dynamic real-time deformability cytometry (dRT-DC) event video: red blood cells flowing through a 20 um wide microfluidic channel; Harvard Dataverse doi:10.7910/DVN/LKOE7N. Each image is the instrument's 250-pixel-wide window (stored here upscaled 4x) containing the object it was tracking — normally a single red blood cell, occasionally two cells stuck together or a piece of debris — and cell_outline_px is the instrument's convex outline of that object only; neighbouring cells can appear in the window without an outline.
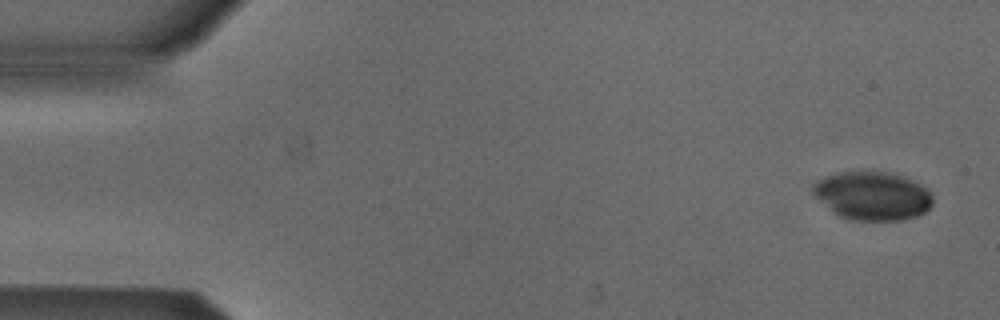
{"species": "Egyptian fruit bat (a non-hibernating species)", "species_latin": "Rousettus aegyptiacus", "temperature_condition": "cold", "stored_images_in_passage": 51, "camera_frame_rate_fps": 3000, "um_per_image_px": 0.085, "animal": {"sex": "male"}, "frame": {"image": 1, "passage_image": 1, "time_ms": 0.0, "image_size_px": [1000, 320], "cell_outline_px": [[932, 204], [924, 212], [916, 216], [904, 220], [852, 220], [840, 216], [816, 196], [812, 192], [812, 184], [816, 180], [824, 176], [840, 172], [864, 168], [888, 172], [912, 180], [920, 184], [932, 196]], "centroid_in_image_um": [74.13, 16.6], "position_along_channel_um": 10.9, "area_um2": 34.04}}
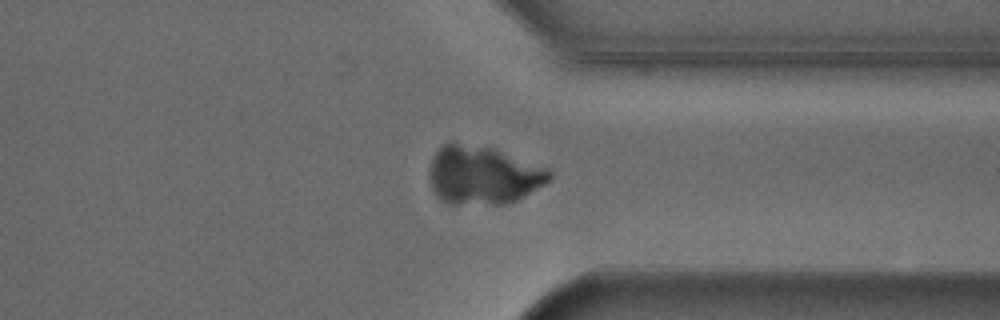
{"frame": {"image": 2, "passage_image": 39, "time_ms": 12.667, "image_size_px": [1000, 320], "cell_outline_px": [[552, 180], [524, 196], [516, 200], [504, 204], [448, 204], [440, 200], [436, 196], [432, 188], [432, 160], [436, 152], [444, 144], [452, 140], [492, 148], [544, 168], [552, 172]], "centroid_in_image_um": [41.05, 14.9], "position_along_channel_um": 370.4, "area_um2": 40.4}}
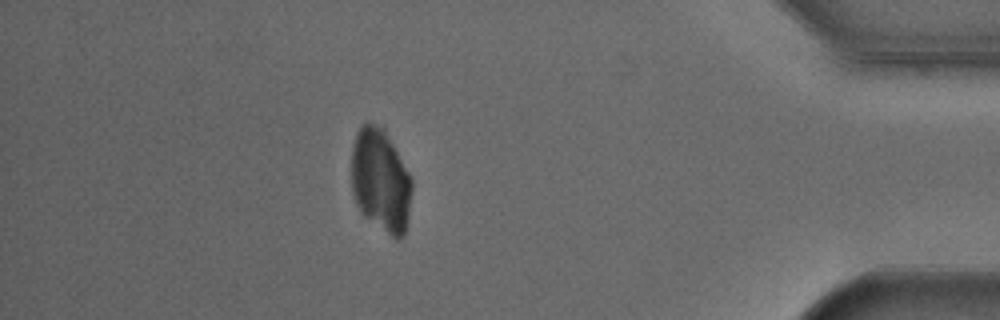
{"frame": {"image": 3, "passage_image": 45, "time_ms": 14.667, "image_size_px": [1000, 320], "cell_outline_px": [[412, 192], [408, 220], [404, 236], [400, 240], [396, 240], [364, 216], [360, 212], [356, 204], [352, 192], [352, 148], [356, 132], [360, 124], [368, 120], [384, 128], [408, 172], [412, 180]], "centroid_in_image_um": [32.35, 15.34], "position_along_channel_um": 402.9, "area_um2": 36.76}}